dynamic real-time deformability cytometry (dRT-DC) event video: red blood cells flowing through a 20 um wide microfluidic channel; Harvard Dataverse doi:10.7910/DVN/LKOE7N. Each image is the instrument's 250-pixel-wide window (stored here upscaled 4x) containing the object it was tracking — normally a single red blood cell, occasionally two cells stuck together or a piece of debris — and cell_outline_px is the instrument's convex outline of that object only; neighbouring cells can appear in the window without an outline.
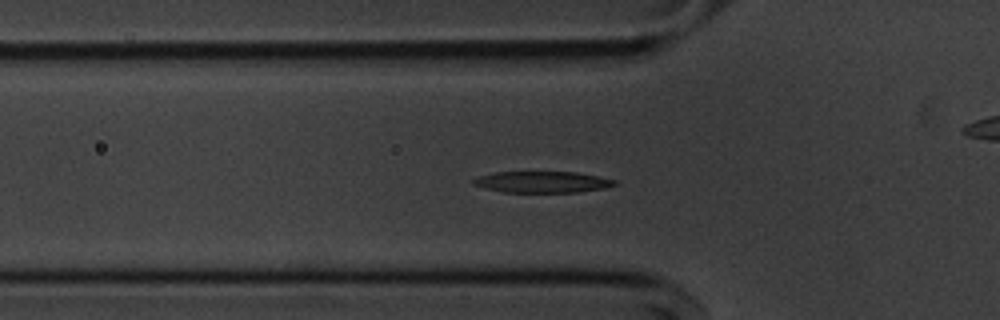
{"species": "common noctule bat (a hibernating species)", "species_latin": "Nyctalus noctula", "temperature_condition": "cold", "stored_images_in_passage": 50, "segment_of_instrument_passage": [1, 2], "camera_frame_rate_fps": 3000, "um_per_image_px": 0.085, "animal": {"sex": "male", "body_mass_g": 20.1, "forearm_length_mm": 53.5}, "frame": {"image": 1, "passage_image": 15, "time_ms": 4.667, "image_size_px": [1000, 320], "cell_outline_px": [[616, 184], [604, 188], [576, 192], [504, 192], [472, 184], [472, 180], [480, 176], [496, 172], [576, 172], [616, 180]], "centroid_in_image_um": [46.1, 15.47], "position_along_channel_um": 79.7, "area_um2": 17.22}}
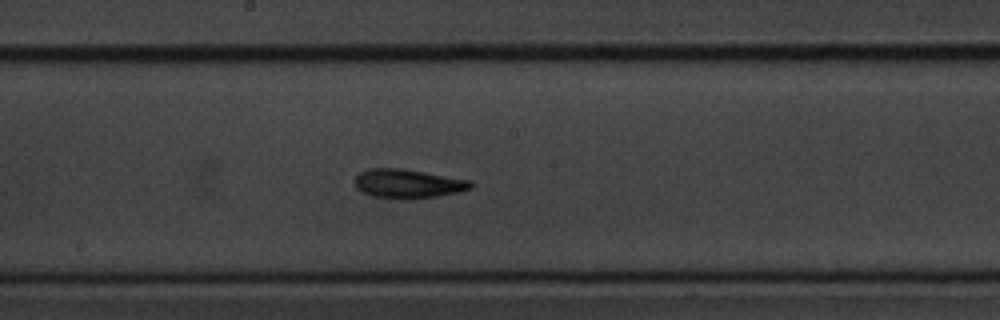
{"frame": {"image": 2, "passage_image": 26, "time_ms": 8.333, "image_size_px": [1000, 320], "cell_outline_px": [[476, 184], [472, 188], [460, 192], [436, 196], [408, 200], [400, 200], [372, 196], [356, 188], [356, 176], [360, 172], [368, 168], [404, 168], [472, 180]], "centroid_in_image_um": [34.73, 15.61], "position_along_channel_um": 213.5, "area_um2": 20.06}}
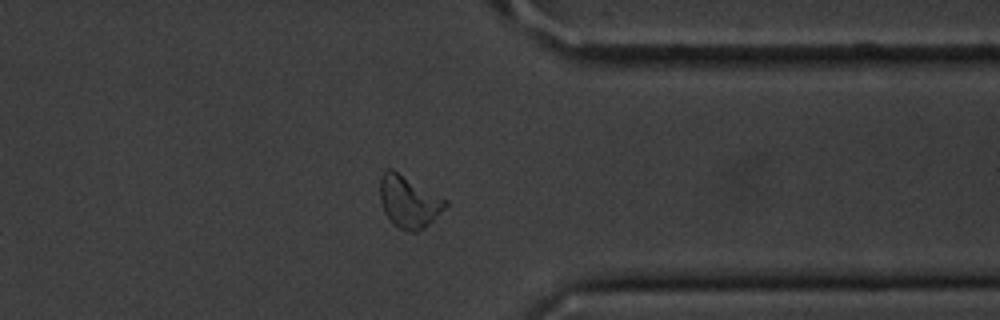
{"frame": {"image": 3, "passage_image": 40, "time_ms": 13.0, "image_size_px": [1000, 320], "cell_outline_px": [[448, 204], [424, 228], [416, 232], [408, 232], [392, 224], [384, 212], [380, 200], [380, 176], [388, 168], [392, 168], [448, 200]], "centroid_in_image_um": [34.72, 17.13], "position_along_channel_um": 376.7, "area_um2": 19.83}}